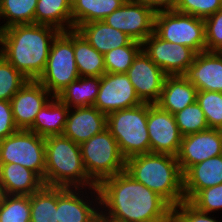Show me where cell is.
I'll use <instances>...</instances> for the list:
<instances>
[{
    "instance_id": "60d3db41",
    "label": "cell",
    "mask_w": 222,
    "mask_h": 222,
    "mask_svg": "<svg viewBox=\"0 0 222 222\" xmlns=\"http://www.w3.org/2000/svg\"><path fill=\"white\" fill-rule=\"evenodd\" d=\"M138 1L144 3L145 5H148L155 12L174 10L178 3V0H138Z\"/></svg>"
},
{
    "instance_id": "7bdbcfd3",
    "label": "cell",
    "mask_w": 222,
    "mask_h": 222,
    "mask_svg": "<svg viewBox=\"0 0 222 222\" xmlns=\"http://www.w3.org/2000/svg\"><path fill=\"white\" fill-rule=\"evenodd\" d=\"M166 222H179L173 215Z\"/></svg>"
},
{
    "instance_id": "74e56055",
    "label": "cell",
    "mask_w": 222,
    "mask_h": 222,
    "mask_svg": "<svg viewBox=\"0 0 222 222\" xmlns=\"http://www.w3.org/2000/svg\"><path fill=\"white\" fill-rule=\"evenodd\" d=\"M206 51L222 52V8L204 19Z\"/></svg>"
},
{
    "instance_id": "1f68e13d",
    "label": "cell",
    "mask_w": 222,
    "mask_h": 222,
    "mask_svg": "<svg viewBox=\"0 0 222 222\" xmlns=\"http://www.w3.org/2000/svg\"><path fill=\"white\" fill-rule=\"evenodd\" d=\"M29 195H6L0 207V222H30Z\"/></svg>"
},
{
    "instance_id": "2e32d148",
    "label": "cell",
    "mask_w": 222,
    "mask_h": 222,
    "mask_svg": "<svg viewBox=\"0 0 222 222\" xmlns=\"http://www.w3.org/2000/svg\"><path fill=\"white\" fill-rule=\"evenodd\" d=\"M222 154V130L208 129L182 137L176 156L184 174L191 166Z\"/></svg>"
},
{
    "instance_id": "8992f818",
    "label": "cell",
    "mask_w": 222,
    "mask_h": 222,
    "mask_svg": "<svg viewBox=\"0 0 222 222\" xmlns=\"http://www.w3.org/2000/svg\"><path fill=\"white\" fill-rule=\"evenodd\" d=\"M80 149L87 175L96 185L125 171L126 159L108 128L82 142Z\"/></svg>"
},
{
    "instance_id": "7402d4cb",
    "label": "cell",
    "mask_w": 222,
    "mask_h": 222,
    "mask_svg": "<svg viewBox=\"0 0 222 222\" xmlns=\"http://www.w3.org/2000/svg\"><path fill=\"white\" fill-rule=\"evenodd\" d=\"M0 185L7 195H31L43 186V180L20 164H0Z\"/></svg>"
},
{
    "instance_id": "3957f363",
    "label": "cell",
    "mask_w": 222,
    "mask_h": 222,
    "mask_svg": "<svg viewBox=\"0 0 222 222\" xmlns=\"http://www.w3.org/2000/svg\"><path fill=\"white\" fill-rule=\"evenodd\" d=\"M125 171L172 208L185 200L183 173L176 156L151 152L138 154L126 159Z\"/></svg>"
},
{
    "instance_id": "f1b7e54d",
    "label": "cell",
    "mask_w": 222,
    "mask_h": 222,
    "mask_svg": "<svg viewBox=\"0 0 222 222\" xmlns=\"http://www.w3.org/2000/svg\"><path fill=\"white\" fill-rule=\"evenodd\" d=\"M30 222H58L57 187L43 186L30 195Z\"/></svg>"
},
{
    "instance_id": "d4e9b609",
    "label": "cell",
    "mask_w": 222,
    "mask_h": 222,
    "mask_svg": "<svg viewBox=\"0 0 222 222\" xmlns=\"http://www.w3.org/2000/svg\"><path fill=\"white\" fill-rule=\"evenodd\" d=\"M72 0H38L34 23L48 25L60 32L73 29Z\"/></svg>"
},
{
    "instance_id": "83f0119b",
    "label": "cell",
    "mask_w": 222,
    "mask_h": 222,
    "mask_svg": "<svg viewBox=\"0 0 222 222\" xmlns=\"http://www.w3.org/2000/svg\"><path fill=\"white\" fill-rule=\"evenodd\" d=\"M126 0H72L73 29L80 25L103 21L113 11L118 9Z\"/></svg>"
},
{
    "instance_id": "4dcf8cb0",
    "label": "cell",
    "mask_w": 222,
    "mask_h": 222,
    "mask_svg": "<svg viewBox=\"0 0 222 222\" xmlns=\"http://www.w3.org/2000/svg\"><path fill=\"white\" fill-rule=\"evenodd\" d=\"M142 50V43L132 40L128 45L104 54L106 73H126L134 58Z\"/></svg>"
},
{
    "instance_id": "836d02e7",
    "label": "cell",
    "mask_w": 222,
    "mask_h": 222,
    "mask_svg": "<svg viewBox=\"0 0 222 222\" xmlns=\"http://www.w3.org/2000/svg\"><path fill=\"white\" fill-rule=\"evenodd\" d=\"M28 81L0 54V100L10 101Z\"/></svg>"
},
{
    "instance_id": "484cf974",
    "label": "cell",
    "mask_w": 222,
    "mask_h": 222,
    "mask_svg": "<svg viewBox=\"0 0 222 222\" xmlns=\"http://www.w3.org/2000/svg\"><path fill=\"white\" fill-rule=\"evenodd\" d=\"M74 56L80 77H101L106 73L104 55L92 47L77 29H74Z\"/></svg>"
},
{
    "instance_id": "9a60e30c",
    "label": "cell",
    "mask_w": 222,
    "mask_h": 222,
    "mask_svg": "<svg viewBox=\"0 0 222 222\" xmlns=\"http://www.w3.org/2000/svg\"><path fill=\"white\" fill-rule=\"evenodd\" d=\"M135 92L143 103H156L167 74L142 49L126 72Z\"/></svg>"
},
{
    "instance_id": "ffe728a7",
    "label": "cell",
    "mask_w": 222,
    "mask_h": 222,
    "mask_svg": "<svg viewBox=\"0 0 222 222\" xmlns=\"http://www.w3.org/2000/svg\"><path fill=\"white\" fill-rule=\"evenodd\" d=\"M222 184V154L211 157L183 174L185 201H190L200 190Z\"/></svg>"
},
{
    "instance_id": "ab89813d",
    "label": "cell",
    "mask_w": 222,
    "mask_h": 222,
    "mask_svg": "<svg viewBox=\"0 0 222 222\" xmlns=\"http://www.w3.org/2000/svg\"><path fill=\"white\" fill-rule=\"evenodd\" d=\"M18 130L13 119L11 102L0 100V141Z\"/></svg>"
},
{
    "instance_id": "ba28073f",
    "label": "cell",
    "mask_w": 222,
    "mask_h": 222,
    "mask_svg": "<svg viewBox=\"0 0 222 222\" xmlns=\"http://www.w3.org/2000/svg\"><path fill=\"white\" fill-rule=\"evenodd\" d=\"M154 32L163 40L190 47L196 53L206 51L205 21L176 10L155 14Z\"/></svg>"
},
{
    "instance_id": "4316f807",
    "label": "cell",
    "mask_w": 222,
    "mask_h": 222,
    "mask_svg": "<svg viewBox=\"0 0 222 222\" xmlns=\"http://www.w3.org/2000/svg\"><path fill=\"white\" fill-rule=\"evenodd\" d=\"M101 77H79L56 97L69 108L93 106L99 92Z\"/></svg>"
},
{
    "instance_id": "9c48e42d",
    "label": "cell",
    "mask_w": 222,
    "mask_h": 222,
    "mask_svg": "<svg viewBox=\"0 0 222 222\" xmlns=\"http://www.w3.org/2000/svg\"><path fill=\"white\" fill-rule=\"evenodd\" d=\"M20 164L34 171L45 185V138L19 129L0 141V164Z\"/></svg>"
},
{
    "instance_id": "6da1fadb",
    "label": "cell",
    "mask_w": 222,
    "mask_h": 222,
    "mask_svg": "<svg viewBox=\"0 0 222 222\" xmlns=\"http://www.w3.org/2000/svg\"><path fill=\"white\" fill-rule=\"evenodd\" d=\"M102 222H166L173 208L157 193L126 171L98 185Z\"/></svg>"
},
{
    "instance_id": "cb8c5ba5",
    "label": "cell",
    "mask_w": 222,
    "mask_h": 222,
    "mask_svg": "<svg viewBox=\"0 0 222 222\" xmlns=\"http://www.w3.org/2000/svg\"><path fill=\"white\" fill-rule=\"evenodd\" d=\"M69 107L53 96L36 114L33 125L28 129L41 137L62 135Z\"/></svg>"
},
{
    "instance_id": "603a6c76",
    "label": "cell",
    "mask_w": 222,
    "mask_h": 222,
    "mask_svg": "<svg viewBox=\"0 0 222 222\" xmlns=\"http://www.w3.org/2000/svg\"><path fill=\"white\" fill-rule=\"evenodd\" d=\"M77 30L103 55L132 41L128 35L107 25L104 21L88 22L80 25Z\"/></svg>"
},
{
    "instance_id": "b9f144b4",
    "label": "cell",
    "mask_w": 222,
    "mask_h": 222,
    "mask_svg": "<svg viewBox=\"0 0 222 222\" xmlns=\"http://www.w3.org/2000/svg\"><path fill=\"white\" fill-rule=\"evenodd\" d=\"M6 195L4 188L0 185V207L3 205Z\"/></svg>"
},
{
    "instance_id": "7a4b0ae2",
    "label": "cell",
    "mask_w": 222,
    "mask_h": 222,
    "mask_svg": "<svg viewBox=\"0 0 222 222\" xmlns=\"http://www.w3.org/2000/svg\"><path fill=\"white\" fill-rule=\"evenodd\" d=\"M59 33L52 26L36 23L10 26L0 31V54L28 80H38Z\"/></svg>"
},
{
    "instance_id": "277c9868",
    "label": "cell",
    "mask_w": 222,
    "mask_h": 222,
    "mask_svg": "<svg viewBox=\"0 0 222 222\" xmlns=\"http://www.w3.org/2000/svg\"><path fill=\"white\" fill-rule=\"evenodd\" d=\"M45 186L97 187L87 175L80 144L63 135L45 138Z\"/></svg>"
},
{
    "instance_id": "f35d334b",
    "label": "cell",
    "mask_w": 222,
    "mask_h": 222,
    "mask_svg": "<svg viewBox=\"0 0 222 222\" xmlns=\"http://www.w3.org/2000/svg\"><path fill=\"white\" fill-rule=\"evenodd\" d=\"M173 216L179 222H218L211 213L202 212L185 200L173 208Z\"/></svg>"
},
{
    "instance_id": "5bb4252c",
    "label": "cell",
    "mask_w": 222,
    "mask_h": 222,
    "mask_svg": "<svg viewBox=\"0 0 222 222\" xmlns=\"http://www.w3.org/2000/svg\"><path fill=\"white\" fill-rule=\"evenodd\" d=\"M147 128L151 153L177 156L183 136L173 114L148 103Z\"/></svg>"
},
{
    "instance_id": "d590c367",
    "label": "cell",
    "mask_w": 222,
    "mask_h": 222,
    "mask_svg": "<svg viewBox=\"0 0 222 222\" xmlns=\"http://www.w3.org/2000/svg\"><path fill=\"white\" fill-rule=\"evenodd\" d=\"M189 202L206 213L222 210V184L200 190Z\"/></svg>"
},
{
    "instance_id": "30bf717a",
    "label": "cell",
    "mask_w": 222,
    "mask_h": 222,
    "mask_svg": "<svg viewBox=\"0 0 222 222\" xmlns=\"http://www.w3.org/2000/svg\"><path fill=\"white\" fill-rule=\"evenodd\" d=\"M100 210V196L97 187L88 188V190L86 188L57 187L58 222H100Z\"/></svg>"
},
{
    "instance_id": "ac0fdd59",
    "label": "cell",
    "mask_w": 222,
    "mask_h": 222,
    "mask_svg": "<svg viewBox=\"0 0 222 222\" xmlns=\"http://www.w3.org/2000/svg\"><path fill=\"white\" fill-rule=\"evenodd\" d=\"M183 76L198 91L222 92V52L197 53Z\"/></svg>"
},
{
    "instance_id": "d6986e66",
    "label": "cell",
    "mask_w": 222,
    "mask_h": 222,
    "mask_svg": "<svg viewBox=\"0 0 222 222\" xmlns=\"http://www.w3.org/2000/svg\"><path fill=\"white\" fill-rule=\"evenodd\" d=\"M107 128V115L94 106L69 108L63 136L81 144Z\"/></svg>"
},
{
    "instance_id": "44dd1931",
    "label": "cell",
    "mask_w": 222,
    "mask_h": 222,
    "mask_svg": "<svg viewBox=\"0 0 222 222\" xmlns=\"http://www.w3.org/2000/svg\"><path fill=\"white\" fill-rule=\"evenodd\" d=\"M198 90L183 75H167L159 100L161 109L175 114L196 102Z\"/></svg>"
},
{
    "instance_id": "4fadbf2b",
    "label": "cell",
    "mask_w": 222,
    "mask_h": 222,
    "mask_svg": "<svg viewBox=\"0 0 222 222\" xmlns=\"http://www.w3.org/2000/svg\"><path fill=\"white\" fill-rule=\"evenodd\" d=\"M126 73H104L94 107L108 115L114 111L141 105Z\"/></svg>"
},
{
    "instance_id": "e575fe53",
    "label": "cell",
    "mask_w": 222,
    "mask_h": 222,
    "mask_svg": "<svg viewBox=\"0 0 222 222\" xmlns=\"http://www.w3.org/2000/svg\"><path fill=\"white\" fill-rule=\"evenodd\" d=\"M196 101L205 114L209 129L222 130V92L198 91Z\"/></svg>"
},
{
    "instance_id": "8fae6325",
    "label": "cell",
    "mask_w": 222,
    "mask_h": 222,
    "mask_svg": "<svg viewBox=\"0 0 222 222\" xmlns=\"http://www.w3.org/2000/svg\"><path fill=\"white\" fill-rule=\"evenodd\" d=\"M155 14L152 8L138 0H126L103 21L132 40L143 43L154 33Z\"/></svg>"
},
{
    "instance_id": "8d00e7d4",
    "label": "cell",
    "mask_w": 222,
    "mask_h": 222,
    "mask_svg": "<svg viewBox=\"0 0 222 222\" xmlns=\"http://www.w3.org/2000/svg\"><path fill=\"white\" fill-rule=\"evenodd\" d=\"M222 8V0H178L174 10L205 19Z\"/></svg>"
},
{
    "instance_id": "7c38bea8",
    "label": "cell",
    "mask_w": 222,
    "mask_h": 222,
    "mask_svg": "<svg viewBox=\"0 0 222 222\" xmlns=\"http://www.w3.org/2000/svg\"><path fill=\"white\" fill-rule=\"evenodd\" d=\"M142 49L167 75H183L197 54L190 47L161 39L155 32L145 39Z\"/></svg>"
},
{
    "instance_id": "d6a6232c",
    "label": "cell",
    "mask_w": 222,
    "mask_h": 222,
    "mask_svg": "<svg viewBox=\"0 0 222 222\" xmlns=\"http://www.w3.org/2000/svg\"><path fill=\"white\" fill-rule=\"evenodd\" d=\"M174 117L182 136L209 129L205 114L197 101L175 113Z\"/></svg>"
},
{
    "instance_id": "5b68a950",
    "label": "cell",
    "mask_w": 222,
    "mask_h": 222,
    "mask_svg": "<svg viewBox=\"0 0 222 222\" xmlns=\"http://www.w3.org/2000/svg\"><path fill=\"white\" fill-rule=\"evenodd\" d=\"M147 119L148 103L114 111L107 115V128L116 139L125 159L150 153Z\"/></svg>"
},
{
    "instance_id": "52a82bcc",
    "label": "cell",
    "mask_w": 222,
    "mask_h": 222,
    "mask_svg": "<svg viewBox=\"0 0 222 222\" xmlns=\"http://www.w3.org/2000/svg\"><path fill=\"white\" fill-rule=\"evenodd\" d=\"M79 77L74 56V29L60 32L51 44L46 67L37 81L56 96Z\"/></svg>"
},
{
    "instance_id": "f546056e",
    "label": "cell",
    "mask_w": 222,
    "mask_h": 222,
    "mask_svg": "<svg viewBox=\"0 0 222 222\" xmlns=\"http://www.w3.org/2000/svg\"><path fill=\"white\" fill-rule=\"evenodd\" d=\"M38 0H0V31L13 25L32 24ZM6 20V21H5Z\"/></svg>"
},
{
    "instance_id": "e0dca14e",
    "label": "cell",
    "mask_w": 222,
    "mask_h": 222,
    "mask_svg": "<svg viewBox=\"0 0 222 222\" xmlns=\"http://www.w3.org/2000/svg\"><path fill=\"white\" fill-rule=\"evenodd\" d=\"M53 95L37 80H28L10 100L15 125L28 130Z\"/></svg>"
}]
</instances>
